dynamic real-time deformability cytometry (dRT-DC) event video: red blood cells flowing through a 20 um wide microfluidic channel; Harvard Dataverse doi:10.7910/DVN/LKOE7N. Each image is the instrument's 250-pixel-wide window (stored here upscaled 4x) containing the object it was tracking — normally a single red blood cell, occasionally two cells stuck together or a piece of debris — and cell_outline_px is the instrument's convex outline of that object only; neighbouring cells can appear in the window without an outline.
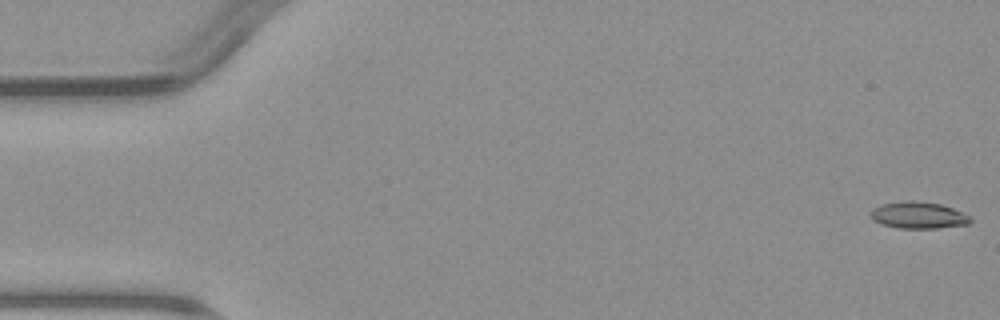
{"species": "common noctule bat (a hibernating species)", "species_latin": "Nyctalus noctula", "temperature_condition": "warm", "stored_images_in_passage": 4, "camera_frame_rate_fps": 3000, "um_per_image_px": 0.085, "animal": {"sex": "male", "body_mass_g": 23.1, "forearm_length_mm": 52.7}, "frame": {"image": 1, "passage_image": 1, "time_ms": 0.0, "image_size_px": [1000, 320], "cell_outline_px": [[972, 220], [968, 224], [936, 228], [900, 228], [884, 224], [876, 220], [872, 216], [872, 208], [880, 204], [904, 200], [912, 200], [940, 204], [952, 208], [968, 216]], "centroid_in_image_um": [78.06, 18.28], "position_along_channel_um": 6.9, "area_um2": 15.2}}
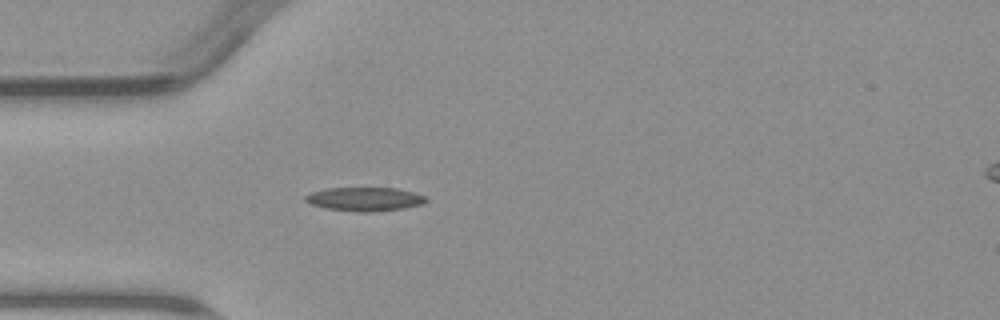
{"frame": {"image": 2, "passage_image": 4, "time_ms": 5.0, "image_size_px": [1000, 320], "cell_outline_px": [[428, 200], [424, 204], [404, 208], [372, 212], [356, 212], [324, 208], [312, 204], [304, 200], [304, 196], [312, 192], [328, 188], [396, 188], [412, 192], [424, 196]], "centroid_in_image_um": [31.0, 16.93], "position_along_channel_um": 54.0, "area_um2": 16.7}}